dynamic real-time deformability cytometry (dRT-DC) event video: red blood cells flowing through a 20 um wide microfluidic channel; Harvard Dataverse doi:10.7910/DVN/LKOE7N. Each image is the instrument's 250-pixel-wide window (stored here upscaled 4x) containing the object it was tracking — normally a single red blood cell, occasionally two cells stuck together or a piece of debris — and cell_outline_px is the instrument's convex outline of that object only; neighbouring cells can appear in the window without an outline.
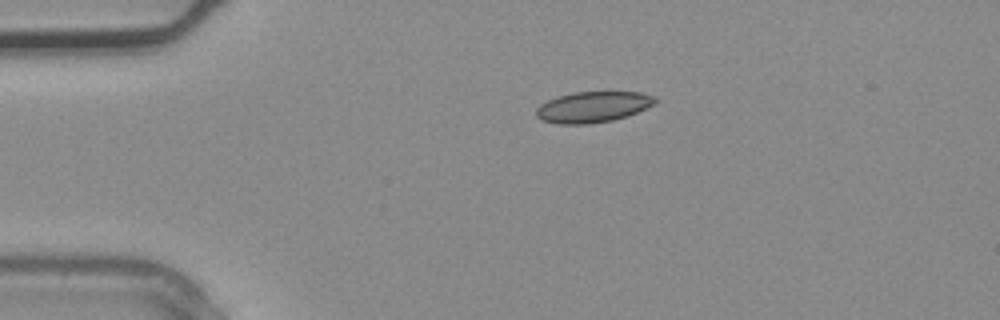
{"species": "common noctule bat (a hibernating species)", "species_latin": "Nyctalus noctula", "temperature_condition": "warm", "stored_images_in_passage": 2, "camera_frame_rate_fps": 3000, "um_per_image_px": 0.085, "animal": {"sex": "male", "body_mass_g": 20.4}, "frame": {"image": 1, "passage_image": 1, "time_ms": 0.0, "image_size_px": [1000, 320], "cell_outline_px": [[660, 100], [656, 104], [628, 116], [612, 120], [588, 124], [556, 124], [544, 120], [536, 116], [536, 108], [540, 104], [548, 100], [560, 96], [576, 92], [640, 92], [656, 96]], "centroid_in_image_um": [50.46, 9.09], "position_along_channel_um": 34.5, "area_um2": 21.5}}
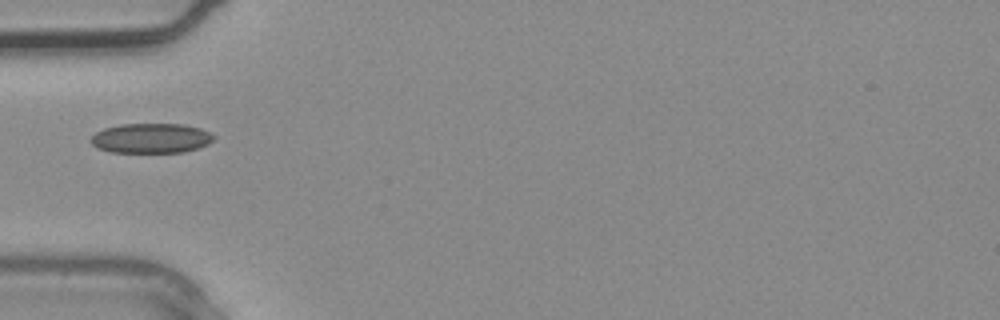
{"frame": {"image": 2, "passage_image": 2, "time_ms": 0.333, "image_size_px": [1000, 320], "cell_outline_px": [[216, 136], [208, 144], [200, 148], [184, 152], [108, 152], [96, 148], [88, 140], [96, 132], [104, 128], [120, 124], [184, 124], [200, 128]], "centroid_in_image_um": [12.82, 11.75], "position_along_channel_um": 72.2, "area_um2": 21.56}}